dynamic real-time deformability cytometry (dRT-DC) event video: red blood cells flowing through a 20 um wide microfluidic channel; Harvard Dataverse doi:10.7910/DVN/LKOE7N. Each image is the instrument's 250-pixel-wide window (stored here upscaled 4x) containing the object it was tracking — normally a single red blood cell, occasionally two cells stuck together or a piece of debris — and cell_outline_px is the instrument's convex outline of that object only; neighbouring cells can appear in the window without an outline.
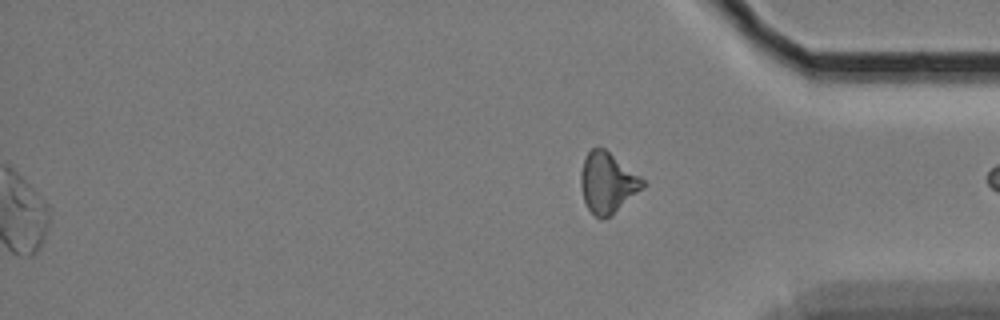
{"species": "Egyptian fruit bat (a non-hibernating species)", "species_latin": "Rousettus aegyptiacus", "temperature_condition": "cold", "stored_images_in_passage": 60, "segment_of_instrument_passage": [2, 2], "camera_frame_rate_fps": 3000, "um_per_image_px": 0.085, "animal": {"sex": "female"}, "frame": {"image": 1, "passage_image": 60, "time_ms": 19.667, "image_size_px": [1000, 320], "cell_outline_px": [[648, 184], [644, 188], [612, 216], [604, 220], [600, 220], [588, 208], [584, 200], [580, 184], [580, 172], [584, 160], [588, 152], [592, 148], [604, 148], [640, 176]], "centroid_in_image_um": [51.66, 15.57], "position_along_channel_um": 383.5, "area_um2": 22.02}}